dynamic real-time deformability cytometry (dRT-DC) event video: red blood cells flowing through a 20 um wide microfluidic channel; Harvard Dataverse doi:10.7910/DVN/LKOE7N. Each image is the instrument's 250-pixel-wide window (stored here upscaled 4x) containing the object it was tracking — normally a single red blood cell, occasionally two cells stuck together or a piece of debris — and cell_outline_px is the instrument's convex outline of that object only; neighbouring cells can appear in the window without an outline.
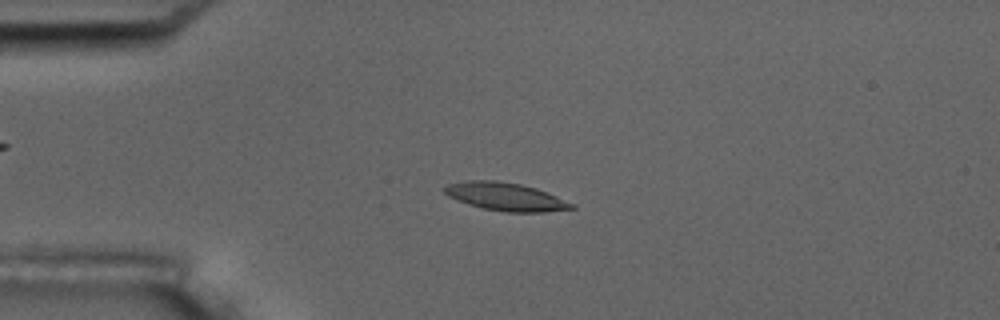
{"species": "common noctule bat (a hibernating species)", "species_latin": "Nyctalus noctula", "temperature_condition": "room temperature", "stored_images_in_passage": 6, "camera_frame_rate_fps": 3000, "um_per_image_px": 0.085, "animal": {"sex": "male", "body_mass_g": 17.5, "forearm_length_mm": 52.3}, "frame": {"image": 1, "passage_image": 4, "time_ms": 3.333, "image_size_px": [1000, 320], "cell_outline_px": [[576, 208], [544, 212], [504, 212], [484, 208], [468, 204], [448, 196], [444, 192], [444, 188], [448, 184], [468, 180], [496, 180], [520, 184], [536, 188], [576, 204]], "centroid_in_image_um": [43.0, 16.72], "position_along_channel_um": 42.0, "area_um2": 20.69}}